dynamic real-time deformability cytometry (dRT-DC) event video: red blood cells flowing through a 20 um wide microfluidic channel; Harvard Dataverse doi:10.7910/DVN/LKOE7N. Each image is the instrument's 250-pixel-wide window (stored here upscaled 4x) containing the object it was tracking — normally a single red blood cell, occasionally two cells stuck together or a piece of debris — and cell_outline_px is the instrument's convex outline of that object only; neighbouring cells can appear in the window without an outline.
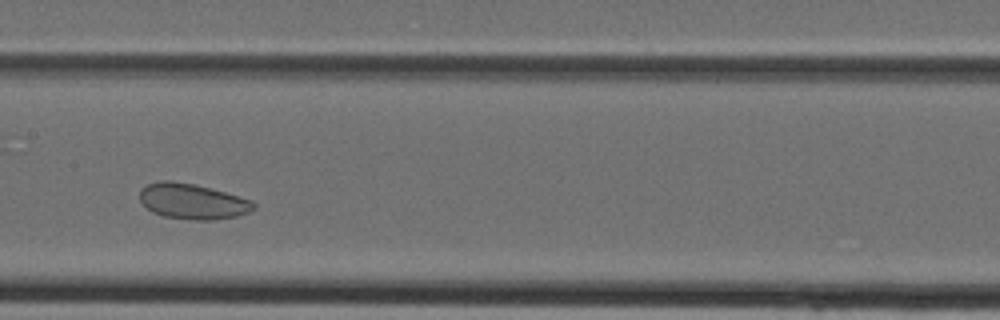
{"species": "Egyptian fruit bat (a non-hibernating species)", "species_latin": "Rousettus aegyptiacus", "temperature_condition": "cold", "stored_images_in_passage": 32, "camera_frame_rate_fps": 3000, "um_per_image_px": 0.085, "animal": {"sex": "female"}, "frame": {"image": 1, "passage_image": 13, "time_ms": 4.0, "image_size_px": [1000, 320], "cell_outline_px": [[256, 208], [248, 212], [236, 216], [212, 220], [196, 220], [164, 216], [152, 212], [140, 200], [140, 188], [148, 184], [160, 180], [172, 180], [192, 184], [224, 192], [252, 200], [256, 204]], "centroid_in_image_um": [16.35, 17.11], "position_along_channel_um": 191.0, "area_um2": 23.35}}
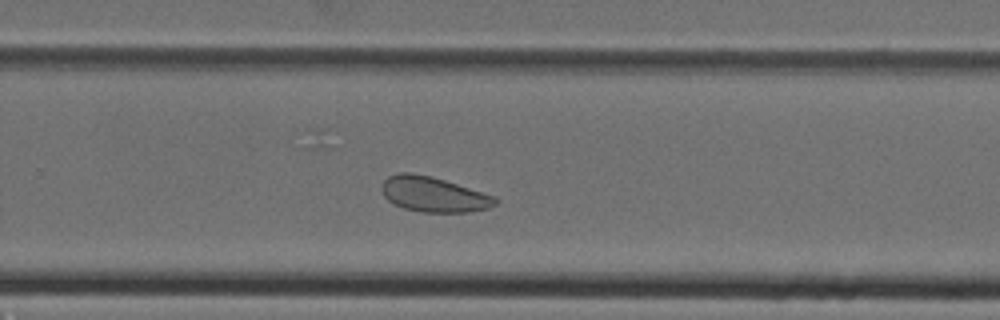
{"frame": {"image": 2, "passage_image": 19, "time_ms": 6.0, "image_size_px": [1000, 320], "cell_outline_px": [[500, 200], [496, 204], [488, 208], [468, 212], [420, 212], [404, 208], [392, 204], [384, 196], [380, 188], [384, 180], [388, 176], [400, 172], [412, 172], [432, 176], [496, 196]], "centroid_in_image_um": [36.84, 16.52], "position_along_channel_um": 293.0, "area_um2": 23.52}}
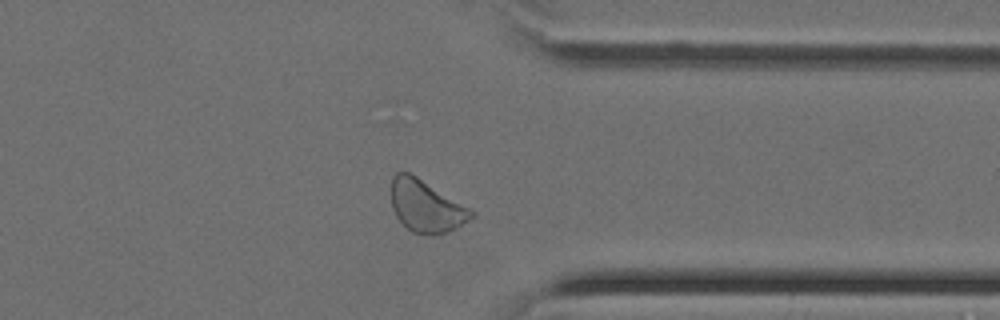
{"frame": {"image": 3, "passage_image": 24, "time_ms": 7.667, "image_size_px": [1000, 320], "cell_outline_px": [[476, 216], [456, 228], [448, 232], [432, 236], [412, 232], [396, 216], [392, 208], [392, 176], [396, 172], [408, 172], [416, 176], [476, 212]], "centroid_in_image_um": [36.23, 17.54], "position_along_channel_um": 375.2, "area_um2": 24.16}}